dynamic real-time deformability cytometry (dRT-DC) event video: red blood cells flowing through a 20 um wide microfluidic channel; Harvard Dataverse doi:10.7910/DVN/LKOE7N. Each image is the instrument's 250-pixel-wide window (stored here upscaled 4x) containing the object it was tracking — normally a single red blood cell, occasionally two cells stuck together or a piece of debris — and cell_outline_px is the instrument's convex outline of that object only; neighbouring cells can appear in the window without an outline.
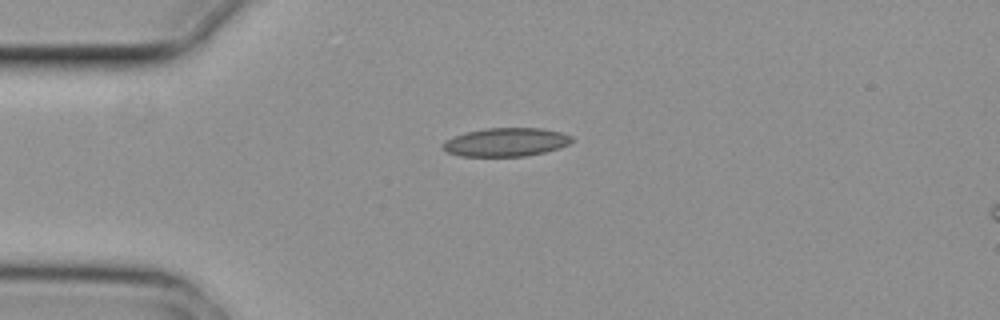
{"species": "common noctule bat (a hibernating species)", "species_latin": "Nyctalus noctula", "temperature_condition": "cold", "stored_images_in_passage": 3, "camera_frame_rate_fps": 3000, "um_per_image_px": 0.085, "animal": {"sex": "female", "body_mass_g": 29.2, "forearm_length_mm": 56.3}, "frame": {"image": 1, "passage_image": 1, "time_ms": 0.0, "image_size_px": [1000, 320], "cell_outline_px": [[572, 140], [568, 144], [560, 148], [528, 156], [460, 156], [448, 152], [440, 148], [440, 144], [444, 140], [464, 132], [484, 128], [540, 128], [560, 132], [572, 136]], "centroid_in_image_um": [42.95, 12.08], "position_along_channel_um": 42.1, "area_um2": 21.62}}
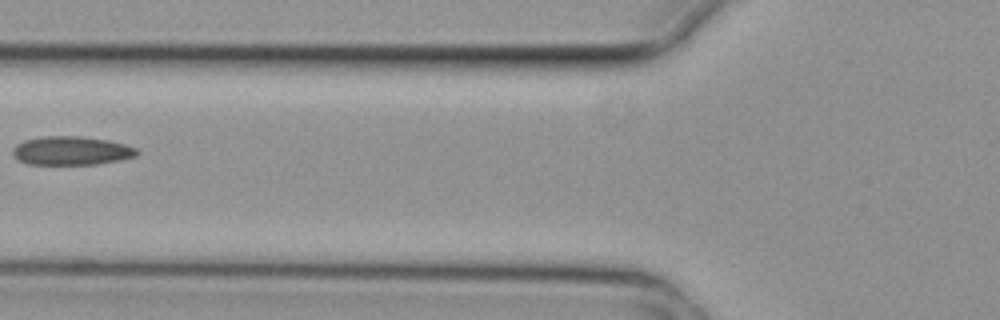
{"frame": {"image": 2, "passage_image": 3, "time_ms": 0.667, "image_size_px": [1000, 320], "cell_outline_px": [[140, 152], [136, 156], [120, 160], [96, 164], [28, 164], [20, 160], [12, 152], [12, 148], [16, 144], [24, 140], [44, 136], [80, 136], [108, 140], [124, 144], [136, 148]], "centroid_in_image_um": [6.08, 12.8], "position_along_channel_um": 119.7, "area_um2": 20.69}}